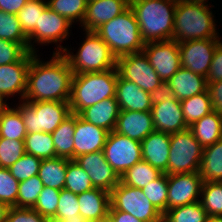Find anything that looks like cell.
Instances as JSON below:
<instances>
[{
    "mask_svg": "<svg viewBox=\"0 0 222 222\" xmlns=\"http://www.w3.org/2000/svg\"><path fill=\"white\" fill-rule=\"evenodd\" d=\"M110 222H143L136 217L122 211L115 210L111 205L107 218Z\"/></svg>",
    "mask_w": 222,
    "mask_h": 222,
    "instance_id": "cell-53",
    "label": "cell"
},
{
    "mask_svg": "<svg viewBox=\"0 0 222 222\" xmlns=\"http://www.w3.org/2000/svg\"><path fill=\"white\" fill-rule=\"evenodd\" d=\"M207 82L222 81V42H219L213 54Z\"/></svg>",
    "mask_w": 222,
    "mask_h": 222,
    "instance_id": "cell-50",
    "label": "cell"
},
{
    "mask_svg": "<svg viewBox=\"0 0 222 222\" xmlns=\"http://www.w3.org/2000/svg\"><path fill=\"white\" fill-rule=\"evenodd\" d=\"M79 212L77 194L66 189H62L59 195V202L56 209V215L52 219L73 218Z\"/></svg>",
    "mask_w": 222,
    "mask_h": 222,
    "instance_id": "cell-47",
    "label": "cell"
},
{
    "mask_svg": "<svg viewBox=\"0 0 222 222\" xmlns=\"http://www.w3.org/2000/svg\"><path fill=\"white\" fill-rule=\"evenodd\" d=\"M6 222H49L33 208L10 207Z\"/></svg>",
    "mask_w": 222,
    "mask_h": 222,
    "instance_id": "cell-49",
    "label": "cell"
},
{
    "mask_svg": "<svg viewBox=\"0 0 222 222\" xmlns=\"http://www.w3.org/2000/svg\"><path fill=\"white\" fill-rule=\"evenodd\" d=\"M42 159L25 153L10 168L11 175L18 181H24L38 175Z\"/></svg>",
    "mask_w": 222,
    "mask_h": 222,
    "instance_id": "cell-44",
    "label": "cell"
},
{
    "mask_svg": "<svg viewBox=\"0 0 222 222\" xmlns=\"http://www.w3.org/2000/svg\"><path fill=\"white\" fill-rule=\"evenodd\" d=\"M109 132L86 122L76 115L74 131V159L86 153L103 151Z\"/></svg>",
    "mask_w": 222,
    "mask_h": 222,
    "instance_id": "cell-19",
    "label": "cell"
},
{
    "mask_svg": "<svg viewBox=\"0 0 222 222\" xmlns=\"http://www.w3.org/2000/svg\"><path fill=\"white\" fill-rule=\"evenodd\" d=\"M167 175L198 172L203 147L188 128L171 134Z\"/></svg>",
    "mask_w": 222,
    "mask_h": 222,
    "instance_id": "cell-8",
    "label": "cell"
},
{
    "mask_svg": "<svg viewBox=\"0 0 222 222\" xmlns=\"http://www.w3.org/2000/svg\"><path fill=\"white\" fill-rule=\"evenodd\" d=\"M103 152L105 159L120 178L130 167L142 160L141 142L114 130L109 132Z\"/></svg>",
    "mask_w": 222,
    "mask_h": 222,
    "instance_id": "cell-10",
    "label": "cell"
},
{
    "mask_svg": "<svg viewBox=\"0 0 222 222\" xmlns=\"http://www.w3.org/2000/svg\"><path fill=\"white\" fill-rule=\"evenodd\" d=\"M25 152L41 159L54 158L55 148L51 133H27L24 138Z\"/></svg>",
    "mask_w": 222,
    "mask_h": 222,
    "instance_id": "cell-34",
    "label": "cell"
},
{
    "mask_svg": "<svg viewBox=\"0 0 222 222\" xmlns=\"http://www.w3.org/2000/svg\"><path fill=\"white\" fill-rule=\"evenodd\" d=\"M175 98L179 101L207 90L206 77L181 67L169 80Z\"/></svg>",
    "mask_w": 222,
    "mask_h": 222,
    "instance_id": "cell-26",
    "label": "cell"
},
{
    "mask_svg": "<svg viewBox=\"0 0 222 222\" xmlns=\"http://www.w3.org/2000/svg\"><path fill=\"white\" fill-rule=\"evenodd\" d=\"M76 125V114H71L59 127L52 132L55 155L59 158L74 160V131Z\"/></svg>",
    "mask_w": 222,
    "mask_h": 222,
    "instance_id": "cell-28",
    "label": "cell"
},
{
    "mask_svg": "<svg viewBox=\"0 0 222 222\" xmlns=\"http://www.w3.org/2000/svg\"><path fill=\"white\" fill-rule=\"evenodd\" d=\"M100 222H110L108 219H106V220H103V221H100Z\"/></svg>",
    "mask_w": 222,
    "mask_h": 222,
    "instance_id": "cell-60",
    "label": "cell"
},
{
    "mask_svg": "<svg viewBox=\"0 0 222 222\" xmlns=\"http://www.w3.org/2000/svg\"><path fill=\"white\" fill-rule=\"evenodd\" d=\"M142 191L156 209L162 214L166 212L168 201L167 174L162 173L157 179L144 186Z\"/></svg>",
    "mask_w": 222,
    "mask_h": 222,
    "instance_id": "cell-40",
    "label": "cell"
},
{
    "mask_svg": "<svg viewBox=\"0 0 222 222\" xmlns=\"http://www.w3.org/2000/svg\"><path fill=\"white\" fill-rule=\"evenodd\" d=\"M27 3V0H0V10L17 14Z\"/></svg>",
    "mask_w": 222,
    "mask_h": 222,
    "instance_id": "cell-54",
    "label": "cell"
},
{
    "mask_svg": "<svg viewBox=\"0 0 222 222\" xmlns=\"http://www.w3.org/2000/svg\"><path fill=\"white\" fill-rule=\"evenodd\" d=\"M0 39L20 43L29 52L28 37L25 35L16 14L0 10Z\"/></svg>",
    "mask_w": 222,
    "mask_h": 222,
    "instance_id": "cell-37",
    "label": "cell"
},
{
    "mask_svg": "<svg viewBox=\"0 0 222 222\" xmlns=\"http://www.w3.org/2000/svg\"><path fill=\"white\" fill-rule=\"evenodd\" d=\"M80 215L88 222L106 220L110 208V193L93 188L77 195Z\"/></svg>",
    "mask_w": 222,
    "mask_h": 222,
    "instance_id": "cell-24",
    "label": "cell"
},
{
    "mask_svg": "<svg viewBox=\"0 0 222 222\" xmlns=\"http://www.w3.org/2000/svg\"><path fill=\"white\" fill-rule=\"evenodd\" d=\"M110 204L115 210L129 213L143 222H163V214L154 207L142 189L121 181L110 192Z\"/></svg>",
    "mask_w": 222,
    "mask_h": 222,
    "instance_id": "cell-9",
    "label": "cell"
},
{
    "mask_svg": "<svg viewBox=\"0 0 222 222\" xmlns=\"http://www.w3.org/2000/svg\"><path fill=\"white\" fill-rule=\"evenodd\" d=\"M203 182H222V139L203 148L199 171Z\"/></svg>",
    "mask_w": 222,
    "mask_h": 222,
    "instance_id": "cell-30",
    "label": "cell"
},
{
    "mask_svg": "<svg viewBox=\"0 0 222 222\" xmlns=\"http://www.w3.org/2000/svg\"><path fill=\"white\" fill-rule=\"evenodd\" d=\"M162 172L152 167L148 162L141 160L130 167L120 178V181L132 187L143 189L151 181L157 179Z\"/></svg>",
    "mask_w": 222,
    "mask_h": 222,
    "instance_id": "cell-32",
    "label": "cell"
},
{
    "mask_svg": "<svg viewBox=\"0 0 222 222\" xmlns=\"http://www.w3.org/2000/svg\"><path fill=\"white\" fill-rule=\"evenodd\" d=\"M69 161V159L59 157L42 159L38 176L44 186L58 190L64 189Z\"/></svg>",
    "mask_w": 222,
    "mask_h": 222,
    "instance_id": "cell-29",
    "label": "cell"
},
{
    "mask_svg": "<svg viewBox=\"0 0 222 222\" xmlns=\"http://www.w3.org/2000/svg\"><path fill=\"white\" fill-rule=\"evenodd\" d=\"M94 32L108 45L116 58L142 52L145 45L136 16L130 6Z\"/></svg>",
    "mask_w": 222,
    "mask_h": 222,
    "instance_id": "cell-5",
    "label": "cell"
},
{
    "mask_svg": "<svg viewBox=\"0 0 222 222\" xmlns=\"http://www.w3.org/2000/svg\"><path fill=\"white\" fill-rule=\"evenodd\" d=\"M71 25L70 21L48 6L39 17L35 30L28 36L29 52L36 53L31 40L40 44L62 42L69 36L68 29Z\"/></svg>",
    "mask_w": 222,
    "mask_h": 222,
    "instance_id": "cell-16",
    "label": "cell"
},
{
    "mask_svg": "<svg viewBox=\"0 0 222 222\" xmlns=\"http://www.w3.org/2000/svg\"><path fill=\"white\" fill-rule=\"evenodd\" d=\"M49 222H88L86 219H84L80 214H77L73 218H64L61 219H50Z\"/></svg>",
    "mask_w": 222,
    "mask_h": 222,
    "instance_id": "cell-55",
    "label": "cell"
},
{
    "mask_svg": "<svg viewBox=\"0 0 222 222\" xmlns=\"http://www.w3.org/2000/svg\"><path fill=\"white\" fill-rule=\"evenodd\" d=\"M27 135L21 112L16 108H7L0 115V137L10 140H24Z\"/></svg>",
    "mask_w": 222,
    "mask_h": 222,
    "instance_id": "cell-33",
    "label": "cell"
},
{
    "mask_svg": "<svg viewBox=\"0 0 222 222\" xmlns=\"http://www.w3.org/2000/svg\"><path fill=\"white\" fill-rule=\"evenodd\" d=\"M212 108L222 116V81L207 82Z\"/></svg>",
    "mask_w": 222,
    "mask_h": 222,
    "instance_id": "cell-52",
    "label": "cell"
},
{
    "mask_svg": "<svg viewBox=\"0 0 222 222\" xmlns=\"http://www.w3.org/2000/svg\"><path fill=\"white\" fill-rule=\"evenodd\" d=\"M116 67L123 79L149 93L163 82L143 51L118 57Z\"/></svg>",
    "mask_w": 222,
    "mask_h": 222,
    "instance_id": "cell-11",
    "label": "cell"
},
{
    "mask_svg": "<svg viewBox=\"0 0 222 222\" xmlns=\"http://www.w3.org/2000/svg\"><path fill=\"white\" fill-rule=\"evenodd\" d=\"M5 97L0 94V115L9 107L7 103L3 101Z\"/></svg>",
    "mask_w": 222,
    "mask_h": 222,
    "instance_id": "cell-57",
    "label": "cell"
},
{
    "mask_svg": "<svg viewBox=\"0 0 222 222\" xmlns=\"http://www.w3.org/2000/svg\"><path fill=\"white\" fill-rule=\"evenodd\" d=\"M117 78V68L73 75L69 99L71 112L79 115L103 99L116 97Z\"/></svg>",
    "mask_w": 222,
    "mask_h": 222,
    "instance_id": "cell-3",
    "label": "cell"
},
{
    "mask_svg": "<svg viewBox=\"0 0 222 222\" xmlns=\"http://www.w3.org/2000/svg\"><path fill=\"white\" fill-rule=\"evenodd\" d=\"M115 132L141 142L154 132L151 112L120 110Z\"/></svg>",
    "mask_w": 222,
    "mask_h": 222,
    "instance_id": "cell-21",
    "label": "cell"
},
{
    "mask_svg": "<svg viewBox=\"0 0 222 222\" xmlns=\"http://www.w3.org/2000/svg\"><path fill=\"white\" fill-rule=\"evenodd\" d=\"M60 191L61 190L44 186L33 209L41 216L49 220L52 219L56 215Z\"/></svg>",
    "mask_w": 222,
    "mask_h": 222,
    "instance_id": "cell-45",
    "label": "cell"
},
{
    "mask_svg": "<svg viewBox=\"0 0 222 222\" xmlns=\"http://www.w3.org/2000/svg\"><path fill=\"white\" fill-rule=\"evenodd\" d=\"M31 63V52H28L20 61L0 65V94L9 97L21 93V100L27 90V72Z\"/></svg>",
    "mask_w": 222,
    "mask_h": 222,
    "instance_id": "cell-18",
    "label": "cell"
},
{
    "mask_svg": "<svg viewBox=\"0 0 222 222\" xmlns=\"http://www.w3.org/2000/svg\"><path fill=\"white\" fill-rule=\"evenodd\" d=\"M74 160L88 174L94 188L110 193L120 182V177L105 159L103 151L86 153Z\"/></svg>",
    "mask_w": 222,
    "mask_h": 222,
    "instance_id": "cell-15",
    "label": "cell"
},
{
    "mask_svg": "<svg viewBox=\"0 0 222 222\" xmlns=\"http://www.w3.org/2000/svg\"><path fill=\"white\" fill-rule=\"evenodd\" d=\"M206 3L177 0L172 40L183 43L191 40L219 38L213 14Z\"/></svg>",
    "mask_w": 222,
    "mask_h": 222,
    "instance_id": "cell-4",
    "label": "cell"
},
{
    "mask_svg": "<svg viewBox=\"0 0 222 222\" xmlns=\"http://www.w3.org/2000/svg\"><path fill=\"white\" fill-rule=\"evenodd\" d=\"M19 183L9 168L0 167V201L9 207H16Z\"/></svg>",
    "mask_w": 222,
    "mask_h": 222,
    "instance_id": "cell-46",
    "label": "cell"
},
{
    "mask_svg": "<svg viewBox=\"0 0 222 222\" xmlns=\"http://www.w3.org/2000/svg\"><path fill=\"white\" fill-rule=\"evenodd\" d=\"M93 188L88 174L75 162V160H70L67 164L64 189L78 195Z\"/></svg>",
    "mask_w": 222,
    "mask_h": 222,
    "instance_id": "cell-38",
    "label": "cell"
},
{
    "mask_svg": "<svg viewBox=\"0 0 222 222\" xmlns=\"http://www.w3.org/2000/svg\"><path fill=\"white\" fill-rule=\"evenodd\" d=\"M177 0H130L142 41L172 40Z\"/></svg>",
    "mask_w": 222,
    "mask_h": 222,
    "instance_id": "cell-2",
    "label": "cell"
},
{
    "mask_svg": "<svg viewBox=\"0 0 222 222\" xmlns=\"http://www.w3.org/2000/svg\"><path fill=\"white\" fill-rule=\"evenodd\" d=\"M186 1H190V2H198V3H206V0H186Z\"/></svg>",
    "mask_w": 222,
    "mask_h": 222,
    "instance_id": "cell-59",
    "label": "cell"
},
{
    "mask_svg": "<svg viewBox=\"0 0 222 222\" xmlns=\"http://www.w3.org/2000/svg\"><path fill=\"white\" fill-rule=\"evenodd\" d=\"M189 129L201 146L206 148L222 139V116L213 110L194 122Z\"/></svg>",
    "mask_w": 222,
    "mask_h": 222,
    "instance_id": "cell-27",
    "label": "cell"
},
{
    "mask_svg": "<svg viewBox=\"0 0 222 222\" xmlns=\"http://www.w3.org/2000/svg\"><path fill=\"white\" fill-rule=\"evenodd\" d=\"M62 54L53 53L49 62L42 63L31 52L25 101H69L73 71Z\"/></svg>",
    "mask_w": 222,
    "mask_h": 222,
    "instance_id": "cell-1",
    "label": "cell"
},
{
    "mask_svg": "<svg viewBox=\"0 0 222 222\" xmlns=\"http://www.w3.org/2000/svg\"><path fill=\"white\" fill-rule=\"evenodd\" d=\"M207 222H222V216L221 217H208Z\"/></svg>",
    "mask_w": 222,
    "mask_h": 222,
    "instance_id": "cell-58",
    "label": "cell"
},
{
    "mask_svg": "<svg viewBox=\"0 0 222 222\" xmlns=\"http://www.w3.org/2000/svg\"><path fill=\"white\" fill-rule=\"evenodd\" d=\"M28 51L20 44L0 39V65L20 61Z\"/></svg>",
    "mask_w": 222,
    "mask_h": 222,
    "instance_id": "cell-48",
    "label": "cell"
},
{
    "mask_svg": "<svg viewBox=\"0 0 222 222\" xmlns=\"http://www.w3.org/2000/svg\"><path fill=\"white\" fill-rule=\"evenodd\" d=\"M17 109L27 133H52L72 114L69 101H24Z\"/></svg>",
    "mask_w": 222,
    "mask_h": 222,
    "instance_id": "cell-7",
    "label": "cell"
},
{
    "mask_svg": "<svg viewBox=\"0 0 222 222\" xmlns=\"http://www.w3.org/2000/svg\"><path fill=\"white\" fill-rule=\"evenodd\" d=\"M152 105L162 103L169 99H174V93L168 82H162L159 87L150 92Z\"/></svg>",
    "mask_w": 222,
    "mask_h": 222,
    "instance_id": "cell-51",
    "label": "cell"
},
{
    "mask_svg": "<svg viewBox=\"0 0 222 222\" xmlns=\"http://www.w3.org/2000/svg\"><path fill=\"white\" fill-rule=\"evenodd\" d=\"M142 51L164 82H168L181 68L179 45L175 40L149 42Z\"/></svg>",
    "mask_w": 222,
    "mask_h": 222,
    "instance_id": "cell-12",
    "label": "cell"
},
{
    "mask_svg": "<svg viewBox=\"0 0 222 222\" xmlns=\"http://www.w3.org/2000/svg\"><path fill=\"white\" fill-rule=\"evenodd\" d=\"M200 203L209 217L222 216V182H203ZM203 195V196H202Z\"/></svg>",
    "mask_w": 222,
    "mask_h": 222,
    "instance_id": "cell-36",
    "label": "cell"
},
{
    "mask_svg": "<svg viewBox=\"0 0 222 222\" xmlns=\"http://www.w3.org/2000/svg\"><path fill=\"white\" fill-rule=\"evenodd\" d=\"M219 38H207L178 43L181 67L207 78Z\"/></svg>",
    "mask_w": 222,
    "mask_h": 222,
    "instance_id": "cell-13",
    "label": "cell"
},
{
    "mask_svg": "<svg viewBox=\"0 0 222 222\" xmlns=\"http://www.w3.org/2000/svg\"><path fill=\"white\" fill-rule=\"evenodd\" d=\"M119 112L116 97H112L84 109L79 116L86 122L111 132L115 129Z\"/></svg>",
    "mask_w": 222,
    "mask_h": 222,
    "instance_id": "cell-25",
    "label": "cell"
},
{
    "mask_svg": "<svg viewBox=\"0 0 222 222\" xmlns=\"http://www.w3.org/2000/svg\"><path fill=\"white\" fill-rule=\"evenodd\" d=\"M47 7L48 3L43 0H27L26 5L16 14L27 37L35 30L39 17Z\"/></svg>",
    "mask_w": 222,
    "mask_h": 222,
    "instance_id": "cell-39",
    "label": "cell"
},
{
    "mask_svg": "<svg viewBox=\"0 0 222 222\" xmlns=\"http://www.w3.org/2000/svg\"><path fill=\"white\" fill-rule=\"evenodd\" d=\"M116 101L120 110L151 112L150 93L138 87L134 82L123 79L119 73L116 84Z\"/></svg>",
    "mask_w": 222,
    "mask_h": 222,
    "instance_id": "cell-23",
    "label": "cell"
},
{
    "mask_svg": "<svg viewBox=\"0 0 222 222\" xmlns=\"http://www.w3.org/2000/svg\"><path fill=\"white\" fill-rule=\"evenodd\" d=\"M43 188L44 184L42 183L38 175L21 181L19 183L16 207L33 208Z\"/></svg>",
    "mask_w": 222,
    "mask_h": 222,
    "instance_id": "cell-42",
    "label": "cell"
},
{
    "mask_svg": "<svg viewBox=\"0 0 222 222\" xmlns=\"http://www.w3.org/2000/svg\"><path fill=\"white\" fill-rule=\"evenodd\" d=\"M167 184V210L200 201L203 179L199 172L167 175Z\"/></svg>",
    "mask_w": 222,
    "mask_h": 222,
    "instance_id": "cell-14",
    "label": "cell"
},
{
    "mask_svg": "<svg viewBox=\"0 0 222 222\" xmlns=\"http://www.w3.org/2000/svg\"><path fill=\"white\" fill-rule=\"evenodd\" d=\"M208 214L200 201L166 210L163 222H207Z\"/></svg>",
    "mask_w": 222,
    "mask_h": 222,
    "instance_id": "cell-35",
    "label": "cell"
},
{
    "mask_svg": "<svg viewBox=\"0 0 222 222\" xmlns=\"http://www.w3.org/2000/svg\"><path fill=\"white\" fill-rule=\"evenodd\" d=\"M151 114L155 131L173 134L189 128L177 98L153 105Z\"/></svg>",
    "mask_w": 222,
    "mask_h": 222,
    "instance_id": "cell-17",
    "label": "cell"
},
{
    "mask_svg": "<svg viewBox=\"0 0 222 222\" xmlns=\"http://www.w3.org/2000/svg\"><path fill=\"white\" fill-rule=\"evenodd\" d=\"M9 206L0 201V222H6Z\"/></svg>",
    "mask_w": 222,
    "mask_h": 222,
    "instance_id": "cell-56",
    "label": "cell"
},
{
    "mask_svg": "<svg viewBox=\"0 0 222 222\" xmlns=\"http://www.w3.org/2000/svg\"><path fill=\"white\" fill-rule=\"evenodd\" d=\"M184 119L188 126L213 111L208 90L180 101Z\"/></svg>",
    "mask_w": 222,
    "mask_h": 222,
    "instance_id": "cell-31",
    "label": "cell"
},
{
    "mask_svg": "<svg viewBox=\"0 0 222 222\" xmlns=\"http://www.w3.org/2000/svg\"><path fill=\"white\" fill-rule=\"evenodd\" d=\"M47 3L52 10L71 23L76 19L80 21V24L82 23L87 8L86 0H49Z\"/></svg>",
    "mask_w": 222,
    "mask_h": 222,
    "instance_id": "cell-41",
    "label": "cell"
},
{
    "mask_svg": "<svg viewBox=\"0 0 222 222\" xmlns=\"http://www.w3.org/2000/svg\"><path fill=\"white\" fill-rule=\"evenodd\" d=\"M24 140L0 137V167L10 168L25 154Z\"/></svg>",
    "mask_w": 222,
    "mask_h": 222,
    "instance_id": "cell-43",
    "label": "cell"
},
{
    "mask_svg": "<svg viewBox=\"0 0 222 222\" xmlns=\"http://www.w3.org/2000/svg\"><path fill=\"white\" fill-rule=\"evenodd\" d=\"M171 134L154 131L141 141L142 160L166 174Z\"/></svg>",
    "mask_w": 222,
    "mask_h": 222,
    "instance_id": "cell-22",
    "label": "cell"
},
{
    "mask_svg": "<svg viewBox=\"0 0 222 222\" xmlns=\"http://www.w3.org/2000/svg\"><path fill=\"white\" fill-rule=\"evenodd\" d=\"M65 53L73 75L81 73L104 72L116 67L117 58L111 53L108 45L94 32L86 31V39L76 55L60 45L54 53Z\"/></svg>",
    "mask_w": 222,
    "mask_h": 222,
    "instance_id": "cell-6",
    "label": "cell"
},
{
    "mask_svg": "<svg viewBox=\"0 0 222 222\" xmlns=\"http://www.w3.org/2000/svg\"><path fill=\"white\" fill-rule=\"evenodd\" d=\"M130 6V0H93L87 2L82 21L85 31H95L104 23L111 21Z\"/></svg>",
    "mask_w": 222,
    "mask_h": 222,
    "instance_id": "cell-20",
    "label": "cell"
}]
</instances>
